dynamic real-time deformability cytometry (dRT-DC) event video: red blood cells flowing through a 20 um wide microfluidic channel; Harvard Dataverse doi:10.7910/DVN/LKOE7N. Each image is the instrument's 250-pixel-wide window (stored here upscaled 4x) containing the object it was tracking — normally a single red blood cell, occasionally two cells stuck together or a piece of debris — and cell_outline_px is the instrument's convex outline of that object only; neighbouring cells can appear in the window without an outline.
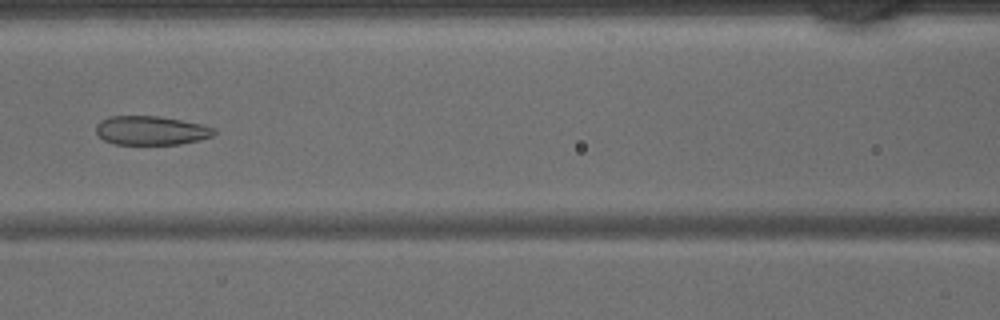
{"species": "common noctule bat (a hibernating species)", "species_latin": "Nyctalus noctula", "temperature_condition": "warm", "stored_images_in_passage": 44, "camera_frame_rate_fps": 3000, "um_per_image_px": 0.085, "animal": {"sex": "male", "body_mass_g": 15.6}, "frame": {"image": 1, "passage_image": 19, "time_ms": 6.0, "image_size_px": [1000, 320], "cell_outline_px": [[216, 132], [212, 136], [180, 144], [116, 144], [104, 140], [96, 132], [96, 124], [100, 120], [112, 116], [156, 116], [180, 120], [200, 124], [216, 128]], "centroid_in_image_um": [12.82, 11.09], "position_along_channel_um": 153.8, "area_um2": 19.71}}
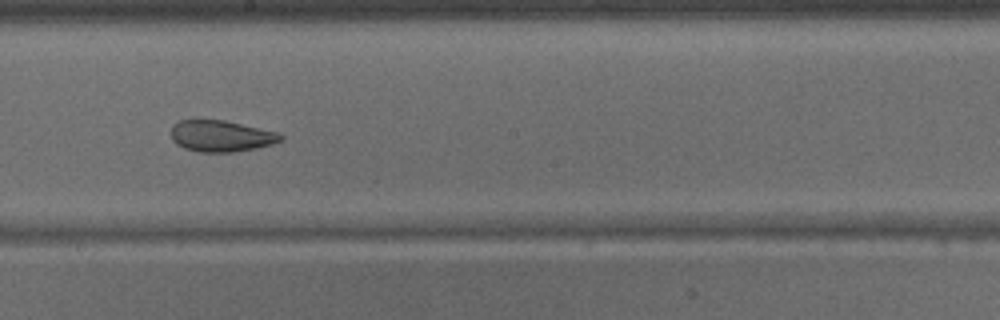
{"frame": {"image": 2, "passage_image": 24, "time_ms": 7.667, "image_size_px": [1000, 320], "cell_outline_px": [[284, 140], [272, 144], [256, 148], [232, 152], [200, 152], [184, 148], [176, 144], [172, 140], [172, 124], [180, 120], [196, 116], [224, 120], [280, 132], [284, 136]], "centroid_in_image_um": [18.77, 11.51], "position_along_channel_um": 229.4, "area_um2": 20.81}}
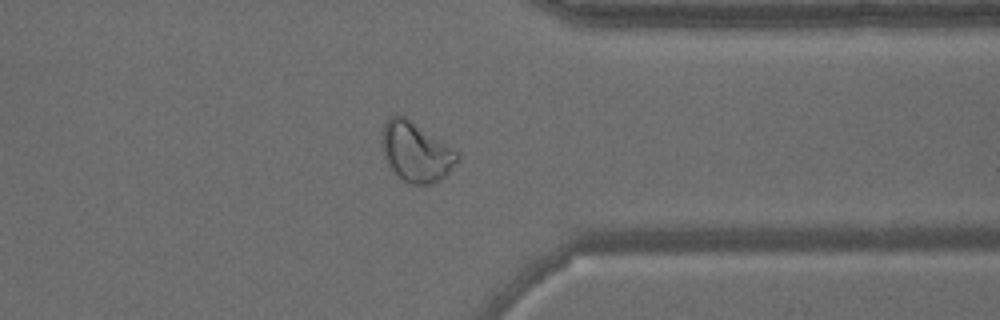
{"frame": {"image": 3, "passage_image": 34, "time_ms": 11.0, "image_size_px": [1000, 320], "cell_outline_px": [[460, 160], [444, 176], [432, 184], [412, 184], [404, 180], [388, 164], [384, 156], [380, 144], [380, 140], [384, 124], [392, 116], [404, 116], [460, 152]], "centroid_in_image_um": [35.37, 12.91], "position_along_channel_um": 376.0, "area_um2": 25.95}}